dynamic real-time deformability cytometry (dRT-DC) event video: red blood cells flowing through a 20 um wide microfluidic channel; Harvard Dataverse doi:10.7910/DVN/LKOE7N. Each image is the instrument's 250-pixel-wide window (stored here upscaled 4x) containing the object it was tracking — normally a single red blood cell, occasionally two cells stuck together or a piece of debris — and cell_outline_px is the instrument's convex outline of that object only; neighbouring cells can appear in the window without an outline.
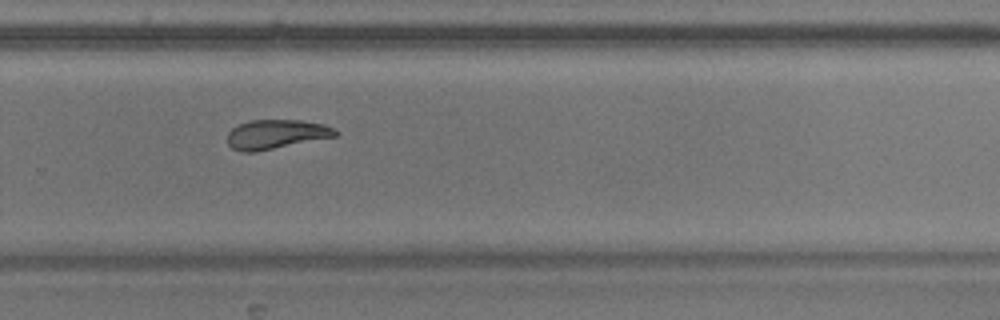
{"species": "common noctule bat (a hibernating species)", "species_latin": "Nyctalus noctula", "temperature_condition": "warm", "stored_images_in_passage": 47, "camera_frame_rate_fps": 3000, "um_per_image_px": 0.085, "animal": {"sex": "male", "body_mass_g": 17.9}, "frame": {"image": 1, "passage_image": 29, "time_ms": 9.333, "image_size_px": [1000, 320], "cell_outline_px": [[340, 132], [336, 136], [256, 152], [240, 152], [232, 148], [228, 144], [228, 132], [232, 128], [240, 124], [252, 120], [300, 120], [324, 124]], "centroid_in_image_um": [23.46, 11.42], "position_along_channel_um": 306.3, "area_um2": 18.38}}
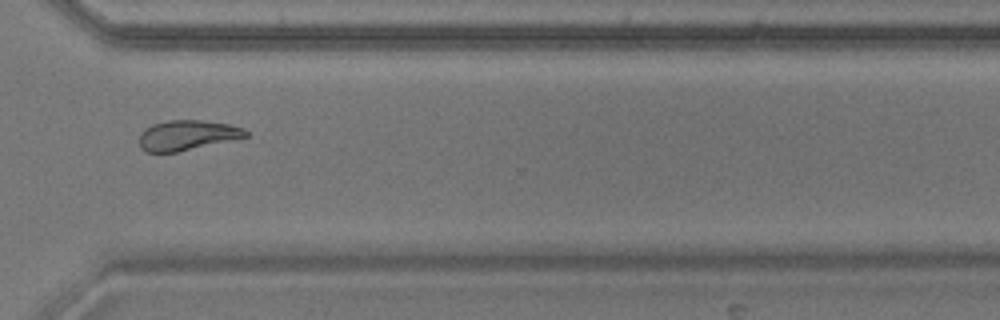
{"frame": {"image": 2, "passage_image": 33, "time_ms": 10.667, "image_size_px": [1000, 320], "cell_outline_px": [[248, 136], [176, 152], [144, 152], [140, 148], [140, 132], [144, 128], [152, 124], [168, 120], [200, 120], [228, 124], [244, 128], [248, 132]], "centroid_in_image_um": [15.86, 11.49], "position_along_channel_um": 354.7, "area_um2": 18.5}}
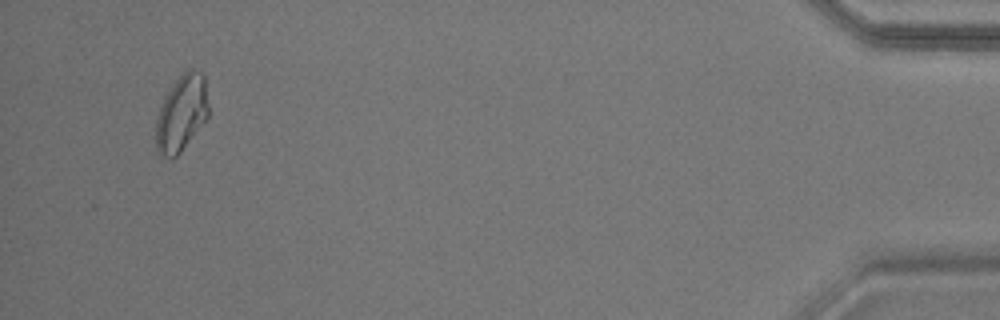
{"frame": {"image": 3, "passage_image": 45, "time_ms": 14.667, "image_size_px": [1000, 320], "cell_outline_px": [[208, 116], [180, 152], [172, 160], [160, 156], [156, 152], [156, 120], [164, 96], [176, 80], [188, 68], [192, 68], [200, 72], [204, 76], [208, 104]], "centroid_in_image_um": [15.41, 9.65], "position_along_channel_um": 419.8, "area_um2": 23.24}}